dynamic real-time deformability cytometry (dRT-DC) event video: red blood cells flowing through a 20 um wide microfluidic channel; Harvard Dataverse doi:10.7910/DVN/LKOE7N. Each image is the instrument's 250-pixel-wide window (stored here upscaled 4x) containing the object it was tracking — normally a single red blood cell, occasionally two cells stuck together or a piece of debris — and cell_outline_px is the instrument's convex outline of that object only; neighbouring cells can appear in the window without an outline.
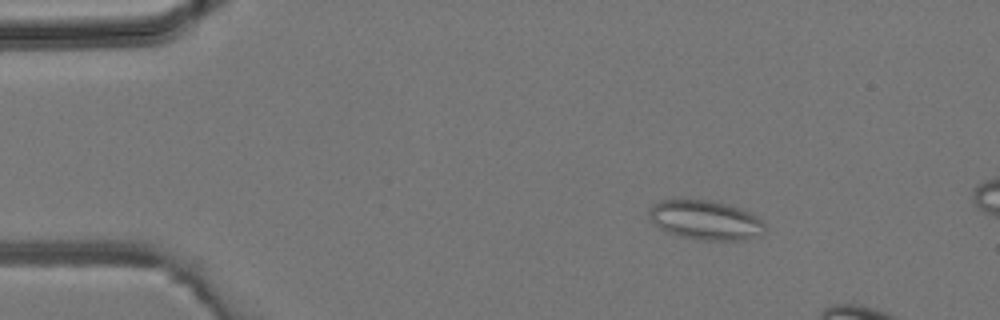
{"species": "common noctule bat (a hibernating species)", "species_latin": "Nyctalus noctula", "temperature_condition": "room temperature", "stored_images_in_passage": 12, "camera_frame_rate_fps": 3000, "um_per_image_px": 0.085, "animal": {"sex": "male", "body_mass_g": 19.2, "forearm_length_mm": 51.8}, "frame": {"image": 1, "passage_image": 7, "time_ms": 2.0, "image_size_px": [1000, 320], "cell_outline_px": [[764, 228], [760, 236], [744, 240], [704, 240], [680, 236], [668, 232], [660, 228], [648, 216], [648, 208], [652, 204], [660, 200], [704, 200], [728, 204], [740, 208], [756, 216], [764, 224]], "centroid_in_image_um": [59.94, 18.71], "position_along_channel_um": 25.1, "area_um2": 26.36}}